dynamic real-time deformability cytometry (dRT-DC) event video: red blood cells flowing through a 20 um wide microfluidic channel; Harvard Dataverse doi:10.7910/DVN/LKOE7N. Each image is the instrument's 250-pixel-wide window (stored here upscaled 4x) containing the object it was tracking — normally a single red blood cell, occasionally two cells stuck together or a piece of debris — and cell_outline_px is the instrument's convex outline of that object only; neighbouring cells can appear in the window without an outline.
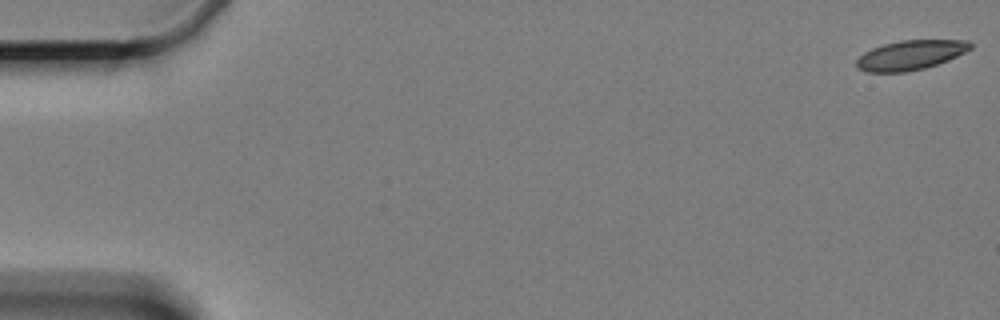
{"species": "Egyptian fruit bat (a non-hibernating species)", "species_latin": "Rousettus aegyptiacus", "temperature_condition": "cold", "stored_images_in_passage": 6, "camera_frame_rate_fps": 3000, "um_per_image_px": 0.085, "animal": {"sex": "female"}, "frame": {"image": 1, "passage_image": 1, "time_ms": 0.0, "image_size_px": [1000, 320], "cell_outline_px": [[972, 48], [948, 60], [924, 68], [904, 72], [868, 72], [856, 68], [856, 60], [864, 52], [872, 48], [884, 44], [900, 40], [968, 40], [972, 44]], "centroid_in_image_um": [77.37, 4.68], "position_along_channel_um": 7.6, "area_um2": 19.54}}
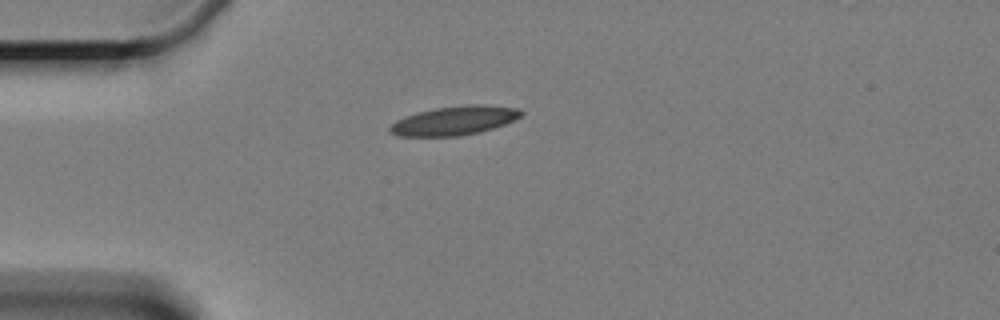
{"frame": {"image": 2, "passage_image": 5, "time_ms": 5.0, "image_size_px": [1000, 320], "cell_outline_px": [[524, 112], [520, 116], [504, 124], [480, 132], [460, 136], [400, 136], [392, 132], [388, 128], [396, 120], [404, 116], [416, 112], [436, 108], [468, 104], [484, 104], [520, 108]], "centroid_in_image_um": [38.63, 10.24], "position_along_channel_um": 46.4, "area_um2": 22.14}}